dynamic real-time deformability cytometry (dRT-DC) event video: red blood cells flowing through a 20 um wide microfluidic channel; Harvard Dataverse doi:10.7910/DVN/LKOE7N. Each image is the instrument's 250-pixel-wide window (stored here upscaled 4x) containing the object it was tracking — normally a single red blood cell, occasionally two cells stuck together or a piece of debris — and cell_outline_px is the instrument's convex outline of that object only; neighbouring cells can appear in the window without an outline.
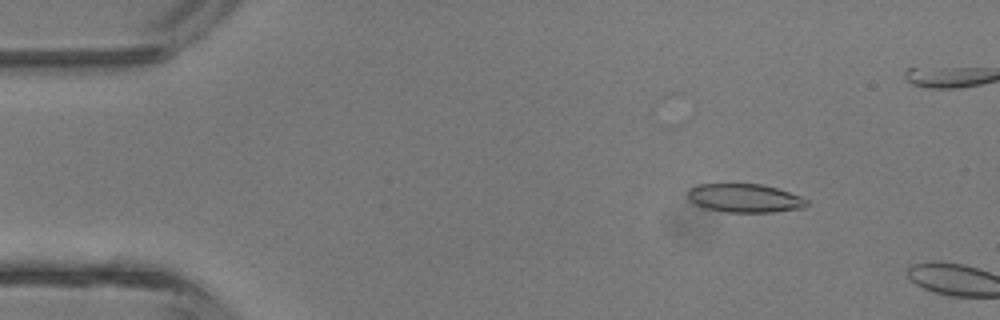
{"species": "common noctule bat (a hibernating species)", "species_latin": "Nyctalus noctula", "temperature_condition": "room temperature", "stored_images_in_passage": 40, "camera_frame_rate_fps": 3000, "um_per_image_px": 0.085, "animal": {"sex": "male", "body_mass_g": 13.3}, "frame": {"image": 1, "passage_image": 5, "time_ms": 1.333, "image_size_px": [1000, 320], "cell_outline_px": [[808, 204], [804, 208], [772, 212], [728, 212], [708, 208], [696, 204], [688, 196], [688, 192], [692, 188], [700, 184], [760, 184], [776, 188], [800, 196], [808, 200]], "centroid_in_image_um": [63.36, 16.84], "position_along_channel_um": 21.6, "area_um2": 19.42}}
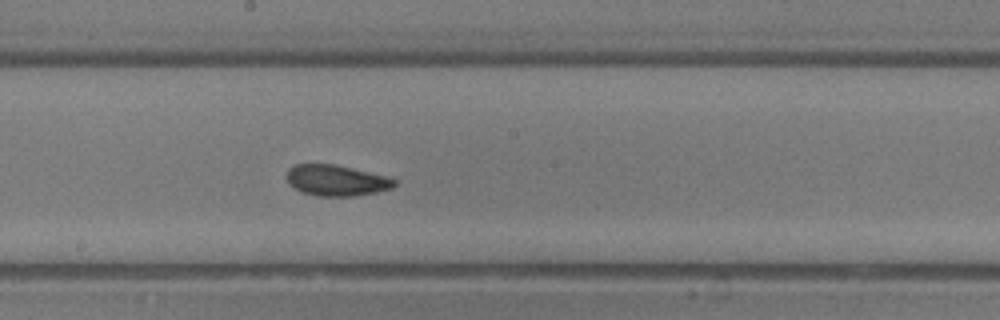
{"frame": {"image": 2, "passage_image": 20, "time_ms": 6.333, "image_size_px": [1000, 320], "cell_outline_px": [[396, 184], [392, 188], [376, 192], [356, 196], [316, 196], [300, 192], [288, 184], [288, 168], [296, 164], [332, 164], [352, 168], [384, 176], [396, 180]], "centroid_in_image_um": [28.56, 15.35], "position_along_channel_um": 219.6, "area_um2": 19.31}}
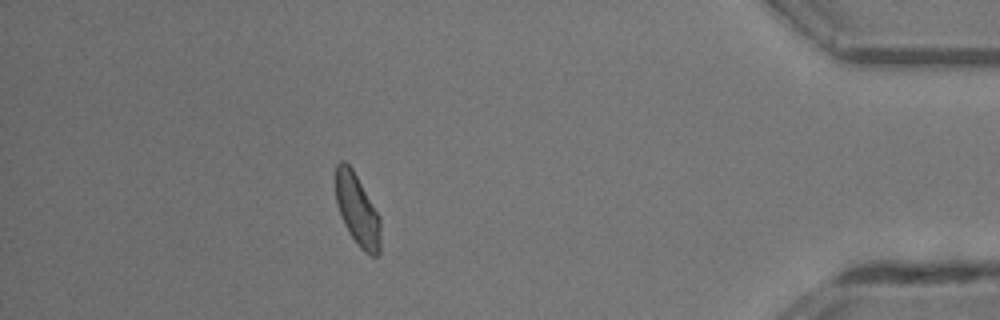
{"frame": {"image": 3, "passage_image": 35, "time_ms": 11.333, "image_size_px": [1000, 320], "cell_outline_px": [[380, 256], [372, 256], [364, 252], [356, 244], [348, 232], [344, 224], [336, 204], [336, 164], [340, 160], [344, 160], [352, 168], [380, 216]], "centroid_in_image_um": [30.38, 17.87], "position_along_channel_um": 404.8, "area_um2": 18.9}, "authors_computed_cell_mechanics": {"area_um2": 19.5942, "velocity_mm_per_s": 4.7103, "shape_relaxation_time_tau1_ms": 4.1374, "shape_relaxation_time_tau2_ms": 3.1586, "deformation_change_tau1": 0.1007, "deformation_change_tau2": 0.0786}}